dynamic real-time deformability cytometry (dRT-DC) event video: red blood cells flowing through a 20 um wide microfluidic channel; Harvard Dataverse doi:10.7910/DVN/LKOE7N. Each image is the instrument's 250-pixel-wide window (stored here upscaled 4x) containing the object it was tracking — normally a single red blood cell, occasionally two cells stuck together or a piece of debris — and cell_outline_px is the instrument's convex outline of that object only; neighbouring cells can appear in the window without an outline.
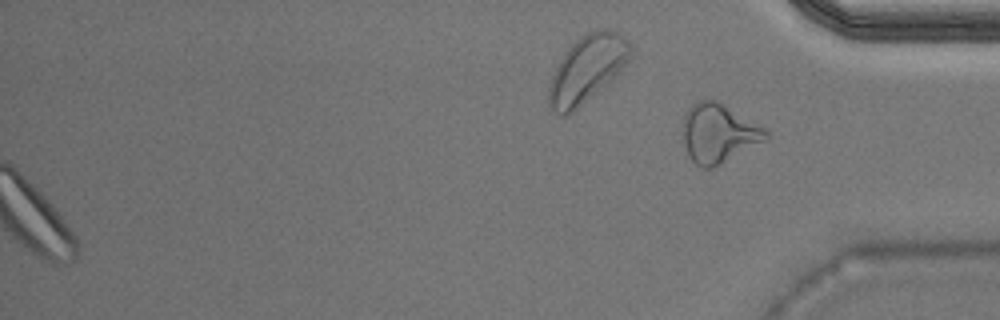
{"species": "Egyptian fruit bat (a non-hibernating species)", "species_latin": "Rousettus aegyptiacus", "temperature_condition": "warm", "stored_images_in_passage": 40, "camera_frame_rate_fps": 3000, "um_per_image_px": 0.085, "animal": {"sex": "male"}, "frame": {"image": 1, "passage_image": 40, "time_ms": 13.0, "image_size_px": [1000, 320], "cell_outline_px": [[768, 140], [712, 168], [700, 168], [688, 156], [684, 144], [684, 116], [688, 108], [692, 104], [700, 100], [716, 100], [764, 128], [768, 132]], "centroid_in_image_um": [61.07, 11.35], "position_along_channel_um": 374.1, "area_um2": 28.21}}